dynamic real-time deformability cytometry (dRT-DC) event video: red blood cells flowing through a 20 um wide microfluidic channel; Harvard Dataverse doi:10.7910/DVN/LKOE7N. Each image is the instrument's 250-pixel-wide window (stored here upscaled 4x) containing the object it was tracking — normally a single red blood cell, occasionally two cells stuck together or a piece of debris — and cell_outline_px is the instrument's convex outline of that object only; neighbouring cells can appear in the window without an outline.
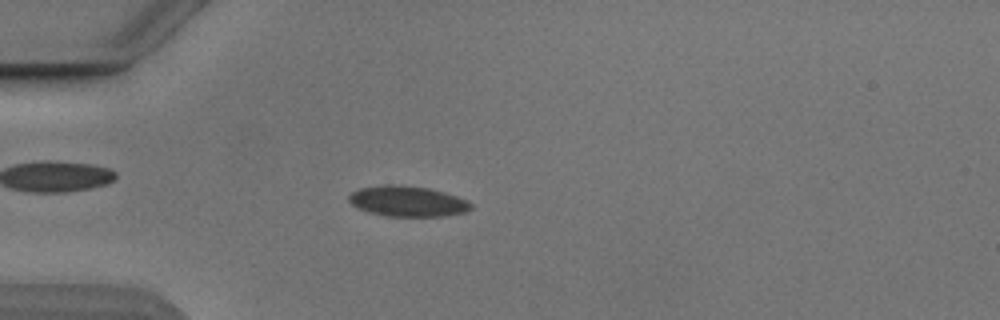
{"species": "Egyptian fruit bat (a non-hibernating species)", "species_latin": "Rousettus aegyptiacus", "temperature_condition": "cold", "stored_images_in_passage": 24, "camera_frame_rate_fps": 3000, "um_per_image_px": 0.085, "animal": {"sex": "male"}, "frame": {"image": 1, "passage_image": 14, "time_ms": 4.333, "image_size_px": [1000, 320], "cell_outline_px": [[472, 208], [464, 212], [444, 216], [384, 216], [368, 212], [356, 208], [348, 200], [348, 196], [352, 192], [360, 188], [388, 184], [392, 184], [428, 188], [444, 192], [468, 200], [472, 204]], "centroid_in_image_um": [34.62, 17.11], "position_along_channel_um": 50.4, "area_um2": 21.73}}
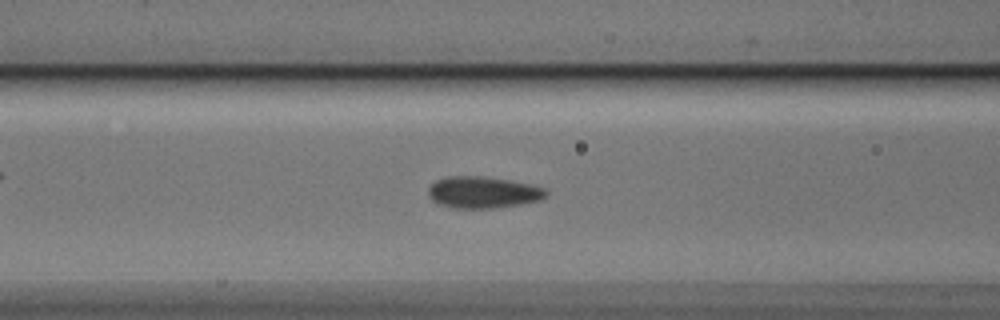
{"frame": {"image": 2, "passage_image": 21, "time_ms": 6.667, "image_size_px": [1000, 320], "cell_outline_px": [[548, 196], [540, 200], [520, 204], [496, 208], [448, 208], [436, 204], [428, 196], [428, 188], [436, 180], [448, 176], [484, 176], [532, 184], [544, 188], [548, 192]], "centroid_in_image_um": [41.04, 16.35], "position_along_channel_um": 125.6, "area_um2": 22.02}}
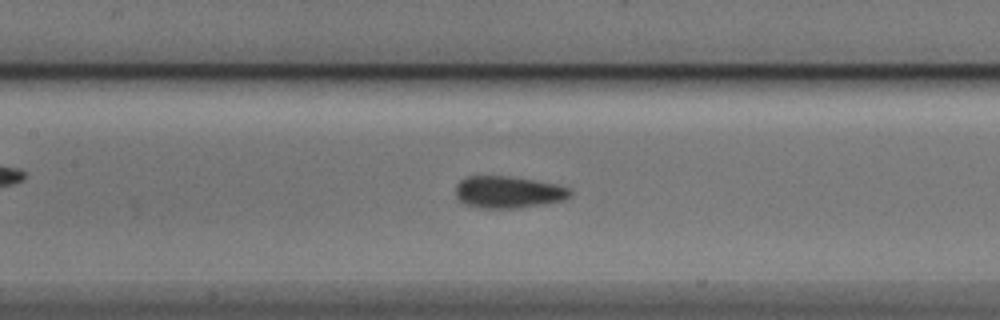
{"frame": {"image": 3, "passage_image": 24, "time_ms": 7.667, "image_size_px": [1000, 320], "cell_outline_px": [[572, 196], [564, 200], [544, 204], [520, 208], [476, 208], [464, 204], [456, 196], [456, 184], [460, 180], [468, 176], [508, 176], [556, 184], [572, 188]], "centroid_in_image_um": [43.22, 16.34], "position_along_channel_um": 164.2, "area_um2": 21.56}}